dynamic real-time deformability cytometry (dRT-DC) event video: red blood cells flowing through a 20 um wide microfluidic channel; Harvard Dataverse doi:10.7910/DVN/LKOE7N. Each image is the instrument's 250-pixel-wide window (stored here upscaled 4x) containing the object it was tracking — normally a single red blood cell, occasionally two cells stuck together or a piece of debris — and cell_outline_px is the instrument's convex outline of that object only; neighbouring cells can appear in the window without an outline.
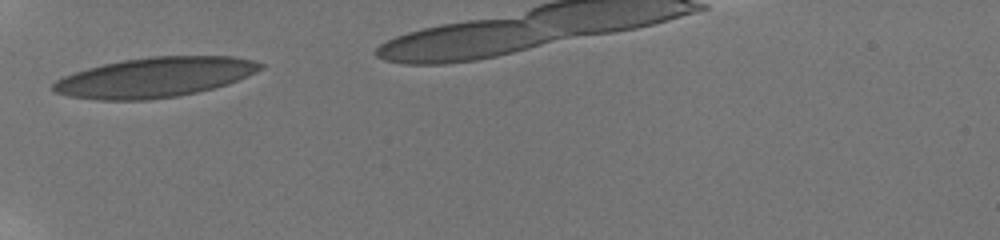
{"species": "human", "species_latin": "Homo sapiens", "temperature_condition": "room temperature", "stored_images_in_passage": 8, "camera_frame_rate_fps": 3000, "um_per_image_px": 0.085, "donor": {"sex": "male"}, "frame": {"image": 1, "passage_image": 1, "time_ms": 0.0, "image_size_px": [1000, 240], "cell_outline_px": [[264, 68], [256, 72], [228, 84], [196, 92], [176, 96], [148, 100], [96, 100], [68, 96], [56, 92], [52, 88], [52, 84], [56, 80], [64, 76], [88, 68], [104, 64], [124, 60], [152, 56], [232, 56], [252, 60], [264, 64]], "centroid_in_image_um": [13.16, 6.57], "position_along_channel_um": 71.8, "area_um2": 47.92}}